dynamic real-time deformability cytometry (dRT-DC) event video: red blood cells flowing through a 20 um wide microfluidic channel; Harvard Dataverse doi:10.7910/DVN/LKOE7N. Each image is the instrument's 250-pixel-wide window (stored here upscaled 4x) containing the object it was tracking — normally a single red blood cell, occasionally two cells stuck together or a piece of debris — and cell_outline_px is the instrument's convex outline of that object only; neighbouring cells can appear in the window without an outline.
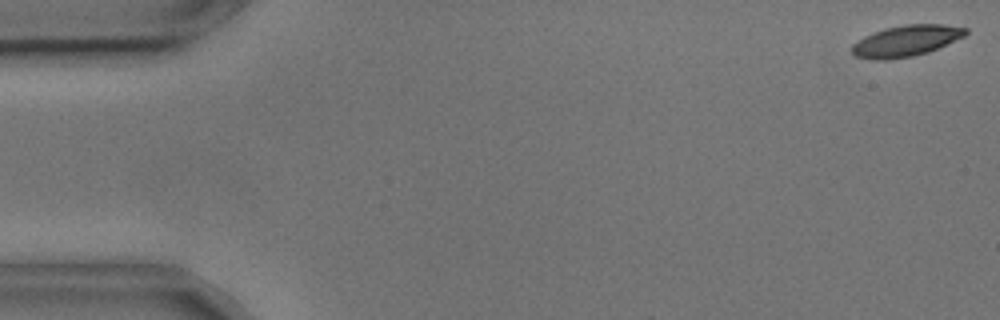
{"species": "common noctule bat (a hibernating species)", "species_latin": "Nyctalus noctula", "temperature_condition": "cold", "stored_images_in_passage": 9, "camera_frame_rate_fps": 3000, "um_per_image_px": 0.085, "animal": {"sex": "male", "body_mass_g": 17.9, "forearm_length_mm": 54.2}, "frame": {"image": 1, "passage_image": 1, "time_ms": 0.0, "image_size_px": [1000, 320], "cell_outline_px": [[968, 32], [964, 36], [928, 52], [912, 56], [884, 60], [872, 60], [856, 56], [852, 52], [852, 44], [864, 36], [884, 28], [904, 24], [944, 24], [968, 28]], "centroid_in_image_um": [77.01, 3.46], "position_along_channel_um": 8.0, "area_um2": 20.58}}